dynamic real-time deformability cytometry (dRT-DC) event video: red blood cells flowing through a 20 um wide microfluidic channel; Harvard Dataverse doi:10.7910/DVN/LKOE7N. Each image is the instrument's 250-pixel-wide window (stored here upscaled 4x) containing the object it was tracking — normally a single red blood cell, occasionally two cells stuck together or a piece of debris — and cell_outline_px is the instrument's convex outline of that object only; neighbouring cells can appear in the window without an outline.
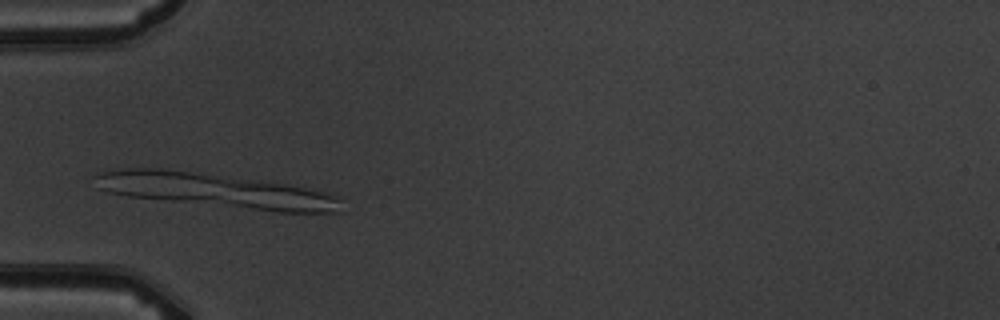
{"species": "common noctule bat (a hibernating species)", "species_latin": "Nyctalus noctula", "temperature_condition": "warm", "stored_images_in_passage": 1, "camera_frame_rate_fps": 3000, "um_per_image_px": 0.085, "animal": {"sex": "male", "body_mass_g": 19.5, "forearm_length_mm": 54.6}, "frame": {"image": 1, "passage_image": 1, "time_ms": 0.0, "image_size_px": [1000, 320], "cell_outline_px": [[348, 212], [280, 212], [128, 196], [108, 192], [96, 188], [92, 176], [96, 172], [116, 168], [160, 168], [292, 184], [336, 196], [340, 200]], "centroid_in_image_um": [18.28, 16.18], "position_along_channel_um": 66.7, "area_um2": 49.07}}